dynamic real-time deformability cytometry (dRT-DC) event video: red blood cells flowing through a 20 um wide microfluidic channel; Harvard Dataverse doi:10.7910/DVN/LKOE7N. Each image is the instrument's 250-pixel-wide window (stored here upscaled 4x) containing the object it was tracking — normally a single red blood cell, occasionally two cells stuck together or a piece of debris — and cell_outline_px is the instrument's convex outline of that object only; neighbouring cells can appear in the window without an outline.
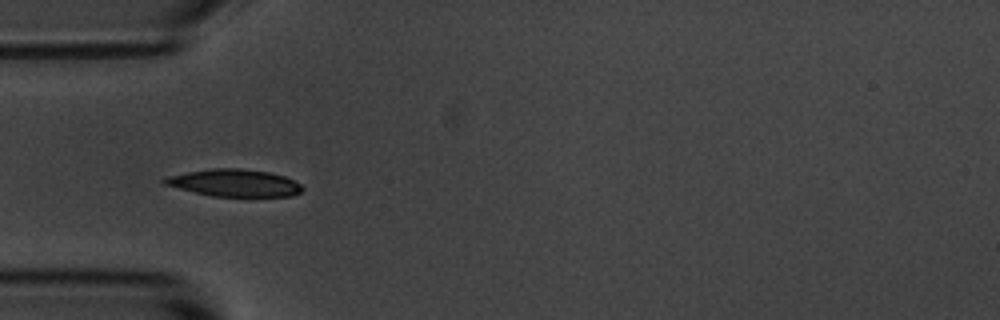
{"species": "common noctule bat (a hibernating species)", "species_latin": "Nyctalus noctula", "temperature_condition": "room temperature", "stored_images_in_passage": 14, "camera_frame_rate_fps": 3000, "um_per_image_px": 0.085, "animal": {"sex": "male", "body_mass_g": 20.1, "forearm_length_mm": 53.5}, "frame": {"image": 1, "passage_image": 5, "time_ms": 1.333, "image_size_px": [1000, 320], "cell_outline_px": [[304, 188], [300, 192], [292, 196], [212, 196], [164, 184], [160, 180], [168, 176], [188, 172], [212, 168], [240, 168], [268, 172], [284, 176], [300, 184]], "centroid_in_image_um": [19.93, 15.54], "position_along_channel_um": 65.1, "area_um2": 21.56}}
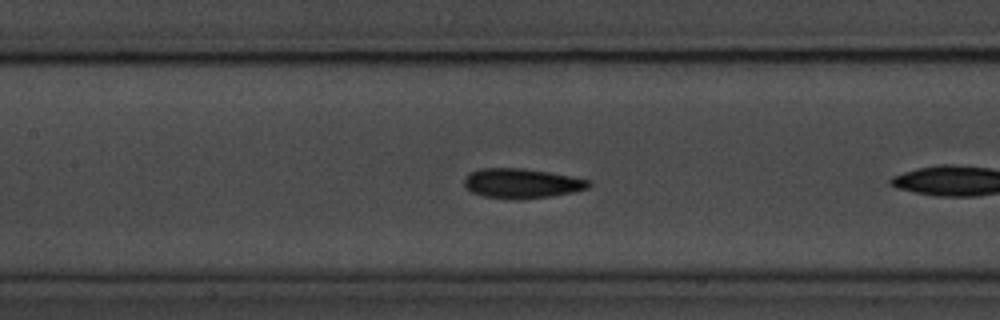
{"frame": {"image": 2, "passage_image": 10, "time_ms": 3.0, "image_size_px": [1000, 320], "cell_outline_px": [[592, 184], [588, 188], [572, 192], [552, 196], [520, 200], [484, 196], [472, 192], [464, 184], [464, 180], [472, 172], [480, 168], [524, 168], [572, 176], [588, 180]], "centroid_in_image_um": [44.37, 15.59], "position_along_channel_um": 163.0, "area_um2": 21.44}}